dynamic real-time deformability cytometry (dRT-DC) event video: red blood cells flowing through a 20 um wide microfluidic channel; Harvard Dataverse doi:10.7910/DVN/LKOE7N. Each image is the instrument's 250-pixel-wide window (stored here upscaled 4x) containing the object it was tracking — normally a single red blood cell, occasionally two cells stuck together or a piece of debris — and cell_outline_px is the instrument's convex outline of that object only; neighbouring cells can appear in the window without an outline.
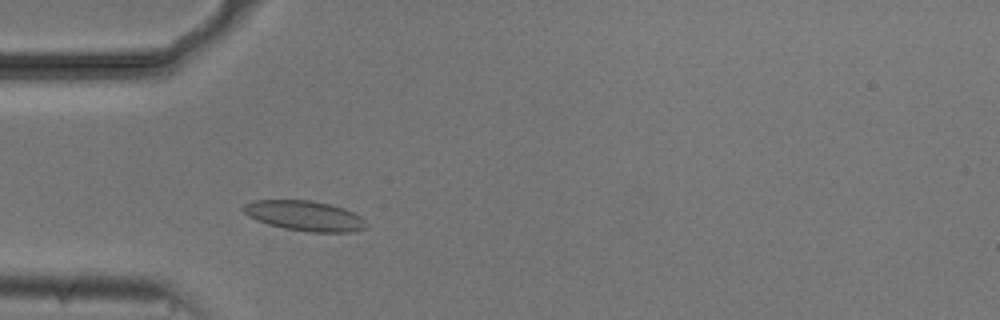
{"species": "common noctule bat (a hibernating species)", "species_latin": "Nyctalus noctula", "temperature_condition": "cold", "stored_images_in_passage": 47, "camera_frame_rate_fps": 3000, "um_per_image_px": 0.085, "animal": {"sex": "male", "body_mass_g": 20.5, "forearm_length_mm": 52.5}, "frame": {"image": 1, "passage_image": 9, "time_ms": 2.667, "image_size_px": [1000, 320], "cell_outline_px": [[368, 228], [348, 232], [308, 232], [284, 228], [268, 224], [256, 220], [248, 216], [240, 208], [244, 204], [256, 200], [312, 200], [344, 208], [360, 216], [368, 224]], "centroid_in_image_um": [25.89, 18.34], "position_along_channel_um": 59.1, "area_um2": 21.62}}
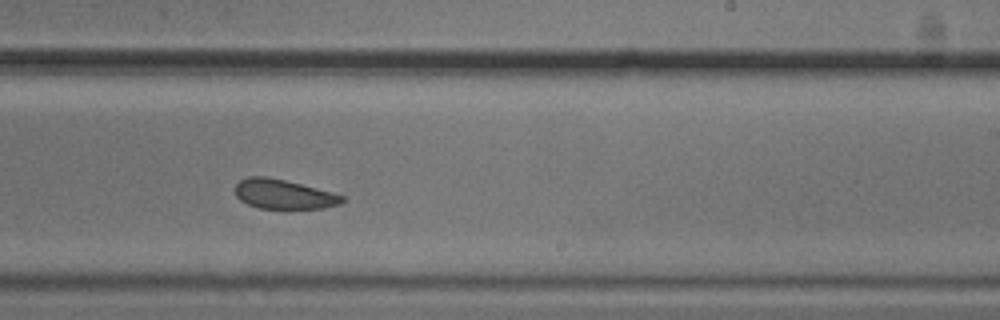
{"frame": {"image": 2, "passage_image": 26, "time_ms": 8.333, "image_size_px": [1000, 320], "cell_outline_px": [[344, 200], [340, 204], [324, 208], [260, 208], [248, 204], [240, 200], [236, 196], [236, 184], [240, 180], [248, 176], [264, 176], [284, 180], [332, 192], [344, 196]], "centroid_in_image_um": [24.1, 16.5], "position_along_channel_um": 264.9, "area_um2": 18.15}}
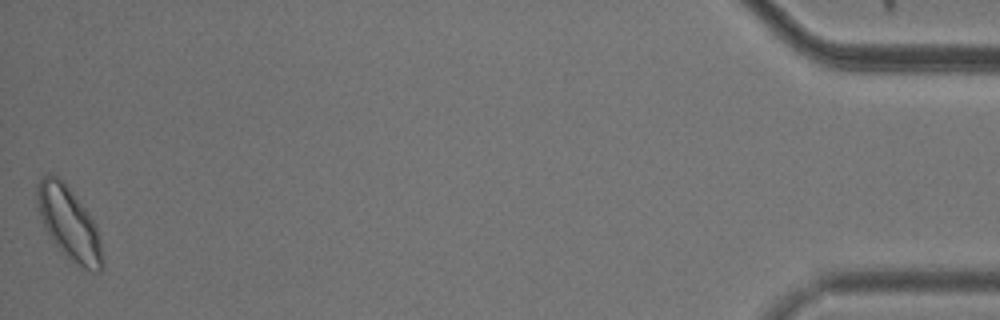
{"frame": {"image": 3, "passage_image": 47, "time_ms": 15.333, "image_size_px": [1000, 320], "cell_outline_px": [[104, 268], [100, 272], [92, 272], [68, 260], [48, 236], [44, 228], [36, 204], [36, 184], [44, 172], [52, 172], [64, 180], [88, 212], [96, 224], [100, 236], [104, 264]], "centroid_in_image_um": [5.85, 18.96], "position_along_channel_um": 429.4, "area_um2": 28.73}, "authors_computed_cell_mechanics": {"area_um2": 20.2878, "velocity_mm_per_s": 3.6852, "shape_relaxation_time_tau1_ms": 3.3149, "shape_relaxation_time_tau2_ms": 3.0056, "deformation_change_tau1": 0.064, "deformation_change_tau2": 0.0501}}